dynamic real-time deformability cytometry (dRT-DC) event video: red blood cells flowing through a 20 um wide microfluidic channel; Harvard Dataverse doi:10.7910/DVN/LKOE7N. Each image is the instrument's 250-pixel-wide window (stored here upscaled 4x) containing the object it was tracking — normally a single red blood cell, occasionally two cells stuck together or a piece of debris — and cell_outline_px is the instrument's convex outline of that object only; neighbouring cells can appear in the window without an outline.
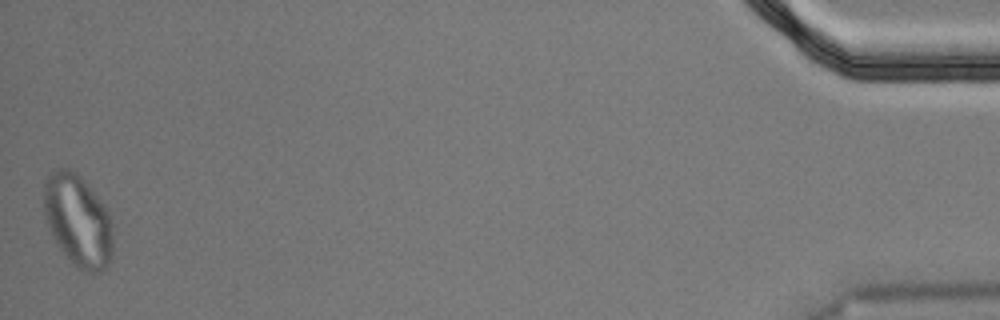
{"species": "Egyptian fruit bat (a non-hibernating species)", "species_latin": "Rousettus aegyptiacus", "temperature_condition": "cold", "stored_images_in_passage": 45, "segment_of_instrument_passage": [2, 2], "camera_frame_rate_fps": 3000, "um_per_image_px": 0.085, "animal": {"sex": "male"}, "frame": {"image": 1, "passage_image": 45, "time_ms": 14.667, "image_size_px": [1000, 320], "cell_outline_px": [[112, 256], [108, 264], [100, 272], [84, 272], [76, 268], [72, 264], [60, 248], [44, 216], [44, 184], [48, 176], [52, 172], [60, 168], [68, 168], [76, 172], [84, 180], [104, 204], [108, 212], [112, 224]], "centroid_in_image_um": [6.64, 18.76], "position_along_channel_um": 428.6, "area_um2": 36.93}}